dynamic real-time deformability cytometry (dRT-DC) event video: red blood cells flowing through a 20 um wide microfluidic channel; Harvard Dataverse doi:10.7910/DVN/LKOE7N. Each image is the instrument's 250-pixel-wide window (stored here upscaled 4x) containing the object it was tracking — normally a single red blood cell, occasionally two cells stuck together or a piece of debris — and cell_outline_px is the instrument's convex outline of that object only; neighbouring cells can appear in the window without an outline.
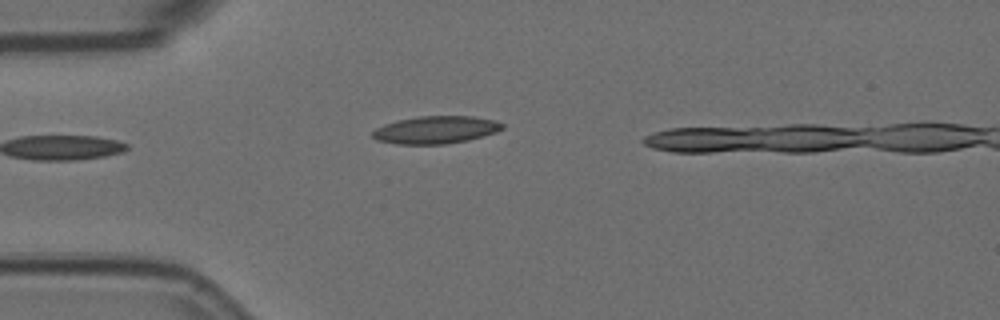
{"species": "Egyptian fruit bat (a non-hibernating species)", "species_latin": "Rousettus aegyptiacus", "temperature_condition": "room temperature", "stored_images_in_passage": 6, "camera_frame_rate_fps": 3000, "um_per_image_px": 0.085, "animal": {"sex": "female"}, "frame": {"image": 1, "passage_image": 1, "time_ms": 0.0, "image_size_px": [1000, 320], "cell_outline_px": [[504, 128], [496, 132], [468, 140], [444, 144], [396, 144], [376, 140], [372, 136], [372, 132], [376, 128], [384, 124], [396, 120], [420, 116], [472, 116], [496, 120], [504, 124]], "centroid_in_image_um": [37.03, 11.03], "position_along_channel_um": 48.0, "area_um2": 20.92}}
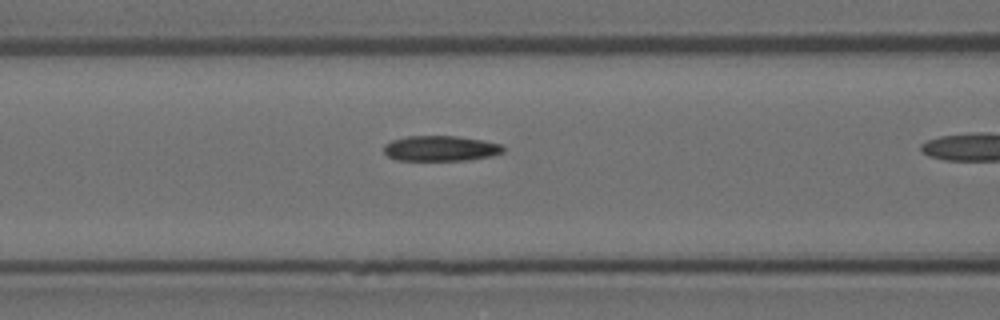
{"frame": {"image": 2, "passage_image": 5, "time_ms": 1.333, "image_size_px": [1000, 320], "cell_outline_px": [[504, 152], [492, 156], [468, 160], [396, 160], [388, 156], [384, 152], [384, 144], [392, 140], [408, 136], [456, 136], [480, 140], [500, 144], [504, 148]], "centroid_in_image_um": [37.44, 12.62], "position_along_channel_um": 129.2, "area_um2": 17.57}}